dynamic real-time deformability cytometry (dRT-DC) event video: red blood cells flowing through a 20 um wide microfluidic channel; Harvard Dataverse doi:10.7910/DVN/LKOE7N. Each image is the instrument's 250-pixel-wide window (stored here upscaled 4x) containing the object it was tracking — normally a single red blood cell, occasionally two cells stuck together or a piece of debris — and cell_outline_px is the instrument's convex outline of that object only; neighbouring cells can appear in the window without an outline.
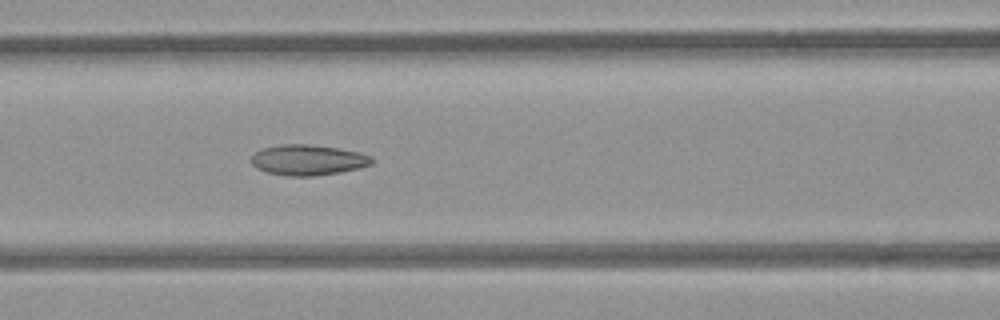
{"species": "common noctule bat (a hibernating species)", "species_latin": "Nyctalus noctula", "temperature_condition": "room temperature", "stored_images_in_passage": 5, "camera_frame_rate_fps": 3000, "um_per_image_px": 0.085, "animal": {"sex": "female", "body_mass_g": 21.9}, "frame": {"image": 1, "passage_image": 5, "time_ms": 1.333, "image_size_px": [1000, 320], "cell_outline_px": [[376, 160], [372, 164], [340, 172], [312, 176], [288, 176], [268, 172], [256, 168], [252, 164], [252, 156], [256, 152], [264, 148], [284, 144], [308, 144], [336, 148], [360, 152], [372, 156]], "centroid_in_image_um": [26.21, 13.6], "position_along_channel_um": 140.4, "area_um2": 21.27}}